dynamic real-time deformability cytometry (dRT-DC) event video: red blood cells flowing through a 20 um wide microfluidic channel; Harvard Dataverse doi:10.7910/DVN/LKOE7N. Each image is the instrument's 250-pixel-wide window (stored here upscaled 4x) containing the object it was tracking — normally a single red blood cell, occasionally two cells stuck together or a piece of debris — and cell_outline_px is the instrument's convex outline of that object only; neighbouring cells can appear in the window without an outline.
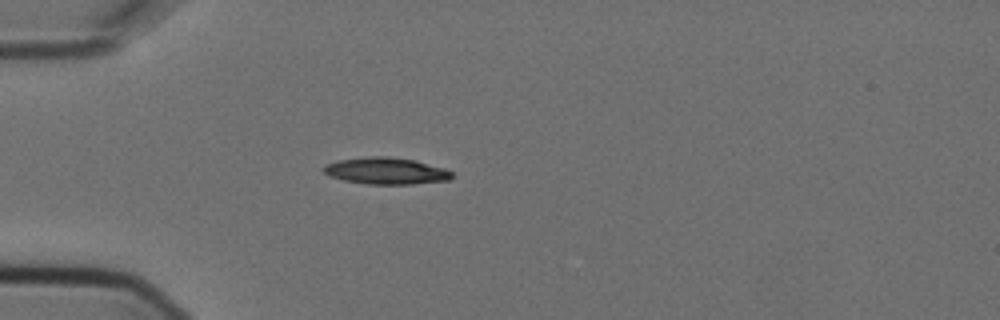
{"species": "Egyptian fruit bat (a non-hibernating species)", "species_latin": "Rousettus aegyptiacus", "temperature_condition": "cold", "stored_images_in_passage": 2, "camera_frame_rate_fps": 3000, "um_per_image_px": 0.085, "animal": {"sex": "female"}, "frame": {"image": 1, "passage_image": 2, "time_ms": 0.333, "image_size_px": [1000, 320], "cell_outline_px": [[452, 180], [412, 184], [368, 184], [344, 180], [328, 176], [320, 168], [324, 164], [336, 160], [368, 156], [388, 156], [416, 160], [444, 168], [452, 172]], "centroid_in_image_um": [32.78, 14.52], "position_along_channel_um": 52.2, "area_um2": 20.29}}